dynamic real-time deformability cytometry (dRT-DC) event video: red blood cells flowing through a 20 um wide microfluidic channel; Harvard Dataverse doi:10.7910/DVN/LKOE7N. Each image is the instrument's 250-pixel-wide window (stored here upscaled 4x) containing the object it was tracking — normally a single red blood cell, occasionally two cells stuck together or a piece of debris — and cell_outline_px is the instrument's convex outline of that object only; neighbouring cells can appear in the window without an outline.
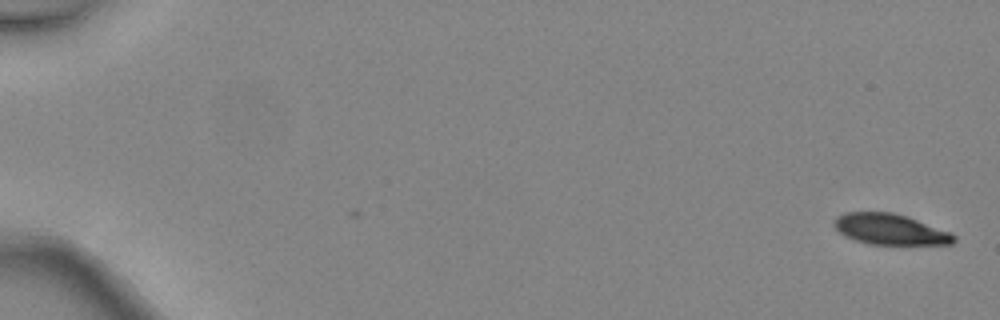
{"species": "common noctule bat (a hibernating species)", "species_latin": "Nyctalus noctula", "temperature_condition": "warm", "stored_images_in_passage": 4, "camera_frame_rate_fps": 3000, "um_per_image_px": 0.085, "animal": {"sex": "female", "body_mass_g": 24.6, "forearm_length_mm": 56.2}, "frame": {"image": 1, "passage_image": 1, "time_ms": 0.0, "image_size_px": [1000, 320], "cell_outline_px": [[956, 240], [952, 244], [868, 244], [844, 236], [832, 224], [832, 220], [836, 216], [844, 212], [892, 212], [908, 216], [952, 232], [956, 236]], "centroid_in_image_um": [75.66, 19.48], "position_along_channel_um": 9.3, "area_um2": 21.73}}